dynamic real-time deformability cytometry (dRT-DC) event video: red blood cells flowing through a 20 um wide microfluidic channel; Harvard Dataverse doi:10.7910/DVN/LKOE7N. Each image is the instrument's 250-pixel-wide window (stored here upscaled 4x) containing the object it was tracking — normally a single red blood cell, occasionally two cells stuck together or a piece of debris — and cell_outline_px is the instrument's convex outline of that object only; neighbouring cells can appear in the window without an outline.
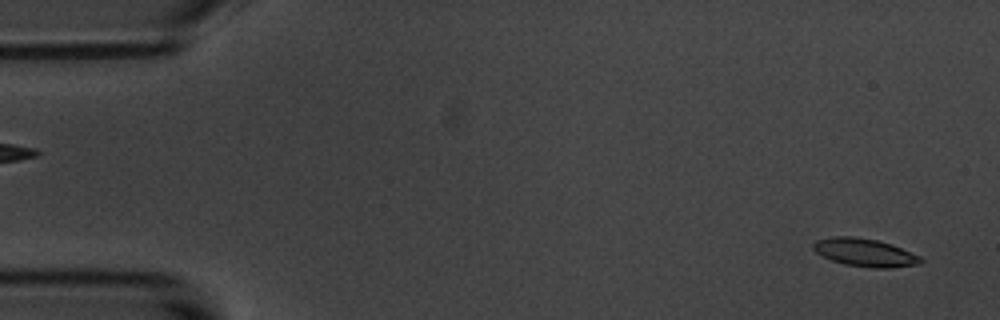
{"species": "common noctule bat (a hibernating species)", "species_latin": "Nyctalus noctula", "temperature_condition": "room temperature", "stored_images_in_passage": 56, "camera_frame_rate_fps": 3000, "um_per_image_px": 0.085, "animal": {"sex": "male", "body_mass_g": 20.1, "forearm_length_mm": 53.5}, "frame": {"image": 1, "passage_image": 2, "time_ms": 0.333, "image_size_px": [1000, 320], "cell_outline_px": [[924, 260], [920, 264], [888, 268], [872, 268], [844, 264], [832, 260], [816, 252], [812, 248], [812, 244], [816, 240], [832, 236], [852, 236], [876, 240], [892, 244], [920, 256]], "centroid_in_image_um": [73.51, 21.46], "position_along_channel_um": 11.5, "area_um2": 17.51}}
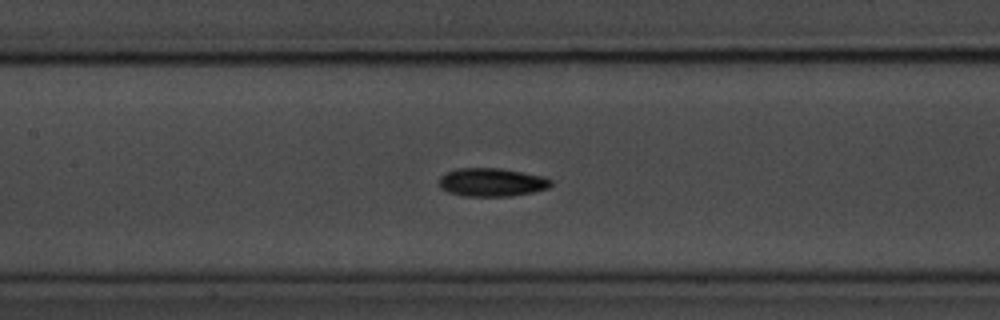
{"frame": {"image": 2, "passage_image": 25, "time_ms": 8.0, "image_size_px": [1000, 320], "cell_outline_px": [[552, 184], [548, 188], [532, 192], [512, 196], [464, 196], [448, 192], [440, 188], [440, 176], [444, 172], [456, 168], [500, 168], [544, 176], [552, 180]], "centroid_in_image_um": [41.79, 15.48], "position_along_channel_um": 165.6, "area_um2": 18.61}}
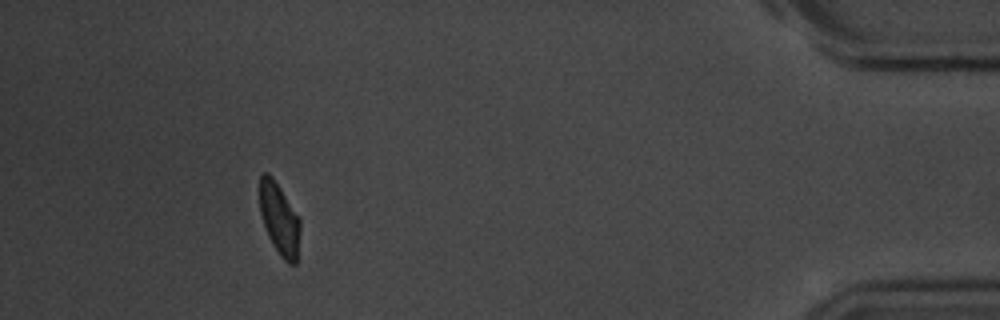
{"frame": {"image": 3, "passage_image": 51, "time_ms": 16.667, "image_size_px": [1000, 320], "cell_outline_px": [[300, 232], [296, 264], [288, 264], [280, 256], [272, 244], [268, 236], [260, 212], [260, 176], [264, 172], [268, 172], [272, 176], [280, 188], [300, 220]], "centroid_in_image_um": [23.74, 18.64], "position_along_channel_um": 411.5, "area_um2": 16.76}, "authors_computed_cell_mechanics": {"area_um2": 17.5712, "velocity_mm_per_s": 3.5366, "shape_relaxation_time_tau1_ms": 2.3194, "shape_relaxation_time_tau2_ms": 4.2909, "deformation_change_tau1": 0.1015, "deformation_change_tau2": 0.0937}}